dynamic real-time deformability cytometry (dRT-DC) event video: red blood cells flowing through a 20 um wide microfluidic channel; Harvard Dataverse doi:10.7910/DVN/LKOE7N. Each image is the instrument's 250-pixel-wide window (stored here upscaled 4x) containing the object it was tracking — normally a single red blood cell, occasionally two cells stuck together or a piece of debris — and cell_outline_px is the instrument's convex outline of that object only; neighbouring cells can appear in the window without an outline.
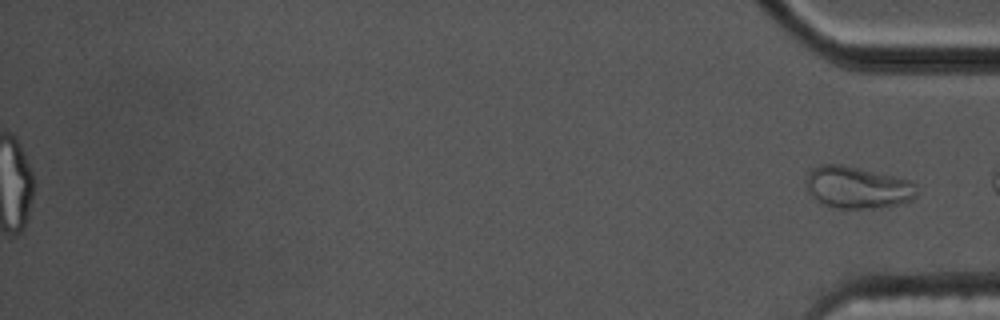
{"species": "common noctule bat (a hibernating species)", "species_latin": "Nyctalus noctula", "temperature_condition": "cold", "stored_images_in_passage": 59, "segment_of_instrument_passage": [2, 2], "camera_frame_rate_fps": 3000, "um_per_image_px": 0.085, "animal": {"sex": "male", "body_mass_g": 17.5, "forearm_length_mm": 52.3}, "frame": {"image": 1, "passage_image": 59, "time_ms": 19.333, "image_size_px": [1000, 320], "cell_outline_px": [[916, 196], [908, 200], [896, 204], [880, 208], [832, 208], [812, 200], [808, 188], [808, 172], [816, 164], [840, 164], [892, 176], [908, 180], [916, 184]], "centroid_in_image_um": [72.82, 15.94], "position_along_channel_um": 362.4, "area_um2": 26.88}}